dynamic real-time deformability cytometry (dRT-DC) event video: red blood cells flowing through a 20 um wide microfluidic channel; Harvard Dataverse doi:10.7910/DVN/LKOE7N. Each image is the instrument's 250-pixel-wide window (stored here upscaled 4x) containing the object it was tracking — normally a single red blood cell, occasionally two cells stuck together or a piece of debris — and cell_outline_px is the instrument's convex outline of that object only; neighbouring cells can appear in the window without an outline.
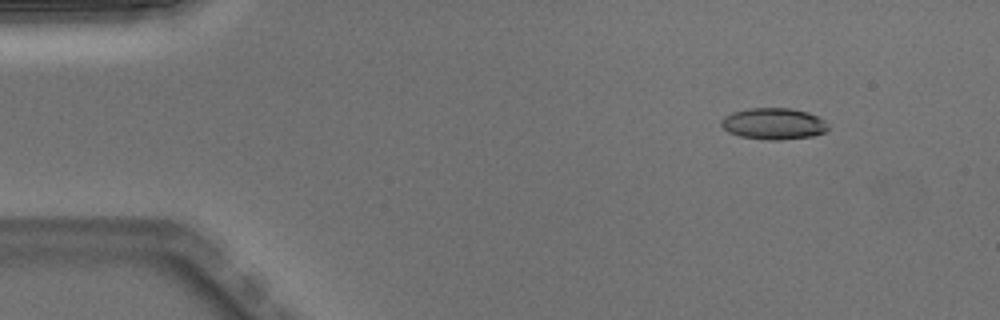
{"species": "Egyptian fruit bat (a non-hibernating species)", "species_latin": "Rousettus aegyptiacus", "temperature_condition": "warm", "stored_images_in_passage": 5, "camera_frame_rate_fps": 3000, "um_per_image_px": 0.085, "animal": {"sex": "male"}, "frame": {"image": 1, "passage_image": 2, "time_ms": 0.333, "image_size_px": [1000, 320], "cell_outline_px": [[828, 128], [824, 132], [812, 136], [780, 140], [768, 140], [740, 136], [728, 132], [720, 124], [720, 120], [724, 116], [732, 112], [752, 108], [788, 108], [808, 112], [820, 116], [824, 120]], "centroid_in_image_um": [65.74, 10.51], "position_along_channel_um": 19.3, "area_um2": 19.59}}
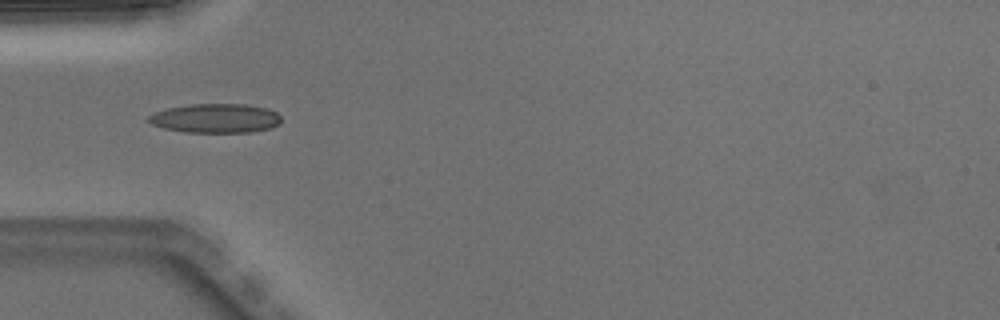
{"frame": {"image": 2, "passage_image": 4, "time_ms": 1.0, "image_size_px": [1000, 320], "cell_outline_px": [[280, 124], [272, 128], [252, 132], [188, 132], [164, 128], [152, 124], [148, 120], [148, 116], [156, 112], [168, 108], [192, 104], [244, 104], [268, 108], [276, 112], [280, 116]], "centroid_in_image_um": [18.37, 10.05], "position_along_channel_um": 66.6, "area_um2": 22.48}}